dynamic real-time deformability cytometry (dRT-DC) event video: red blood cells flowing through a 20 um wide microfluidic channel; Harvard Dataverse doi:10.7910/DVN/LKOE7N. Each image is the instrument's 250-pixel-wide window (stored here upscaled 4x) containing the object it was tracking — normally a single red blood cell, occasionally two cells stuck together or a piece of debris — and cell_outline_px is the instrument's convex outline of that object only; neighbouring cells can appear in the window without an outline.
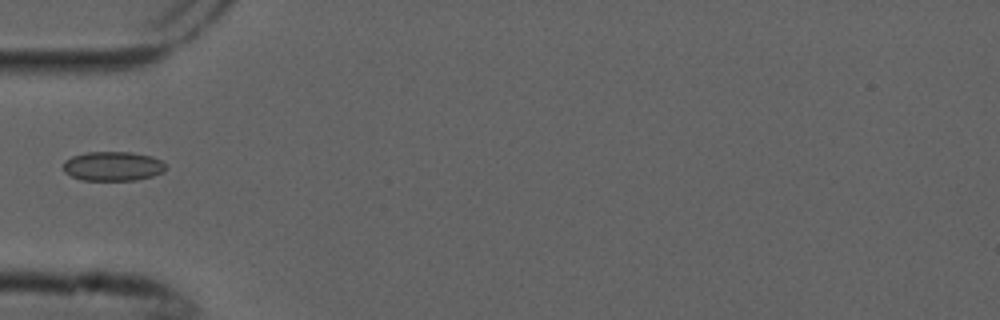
{"species": "common noctule bat (a hibernating species)", "species_latin": "Nyctalus noctula", "temperature_condition": "cold", "stored_images_in_passage": 4, "camera_frame_rate_fps": 3000, "um_per_image_px": 0.085, "animal": {"sex": "male", "forearm_length_mm": 52.5}, "frame": {"image": 1, "passage_image": 3, "time_ms": 0.667, "image_size_px": [1000, 320], "cell_outline_px": [[168, 168], [164, 172], [152, 176], [136, 180], [80, 180], [64, 172], [64, 160], [72, 156], [88, 152], [132, 152], [152, 156], [160, 160]], "centroid_in_image_um": [9.61, 14.13], "position_along_channel_um": 75.4, "area_um2": 17.63}}
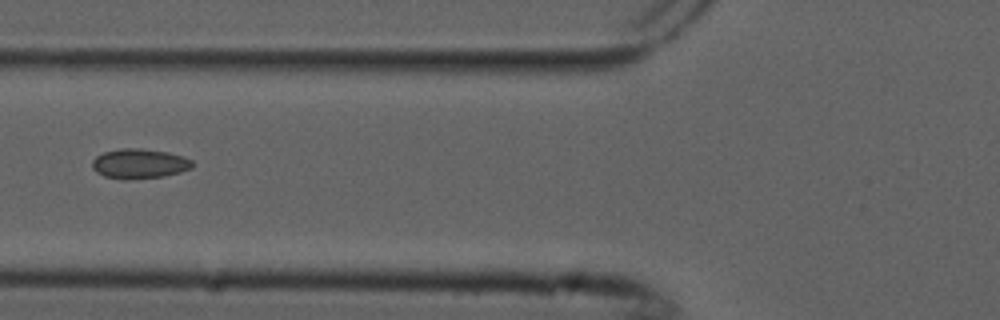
{"frame": {"image": 2, "passage_image": 4, "time_ms": 1.0, "image_size_px": [1000, 320], "cell_outline_px": [[192, 168], [180, 172], [164, 176], [124, 180], [104, 176], [96, 172], [92, 168], [92, 160], [96, 156], [104, 152], [120, 148], [140, 148], [168, 152], [184, 156], [192, 160]], "centroid_in_image_um": [11.83, 13.91], "position_along_channel_um": 114.0, "area_um2": 17.51}}